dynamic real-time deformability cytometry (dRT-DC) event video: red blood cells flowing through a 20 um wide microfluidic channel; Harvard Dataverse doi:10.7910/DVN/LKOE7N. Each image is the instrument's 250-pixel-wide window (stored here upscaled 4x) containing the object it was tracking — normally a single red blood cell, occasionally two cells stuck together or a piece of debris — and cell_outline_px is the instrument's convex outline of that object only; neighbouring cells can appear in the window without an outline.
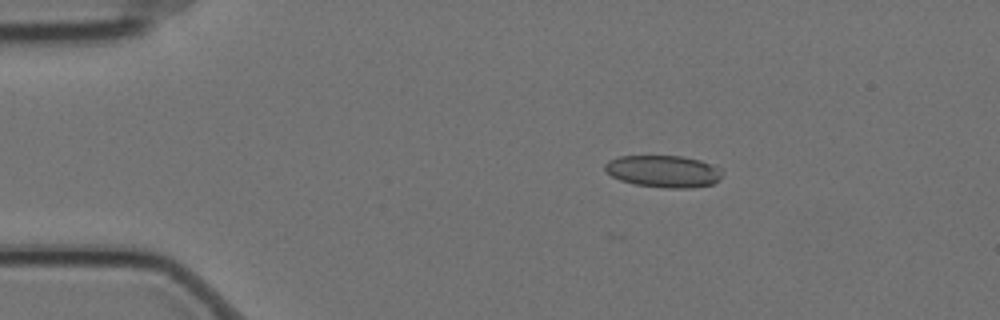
{"species": "Egyptian fruit bat (a non-hibernating species)", "species_latin": "Rousettus aegyptiacus", "temperature_condition": "cold", "stored_images_in_passage": 5, "camera_frame_rate_fps": 3000, "um_per_image_px": 0.085, "animal": {"sex": "female"}, "frame": {"image": 1, "passage_image": 3, "time_ms": 0.667, "image_size_px": [1000, 320], "cell_outline_px": [[724, 172], [712, 184], [688, 188], [664, 188], [636, 184], [620, 180], [612, 176], [604, 168], [604, 164], [608, 160], [620, 156], [680, 156], [700, 160], [720, 168]], "centroid_in_image_um": [56.38, 14.56], "position_along_channel_um": 28.6, "area_um2": 21.73}}